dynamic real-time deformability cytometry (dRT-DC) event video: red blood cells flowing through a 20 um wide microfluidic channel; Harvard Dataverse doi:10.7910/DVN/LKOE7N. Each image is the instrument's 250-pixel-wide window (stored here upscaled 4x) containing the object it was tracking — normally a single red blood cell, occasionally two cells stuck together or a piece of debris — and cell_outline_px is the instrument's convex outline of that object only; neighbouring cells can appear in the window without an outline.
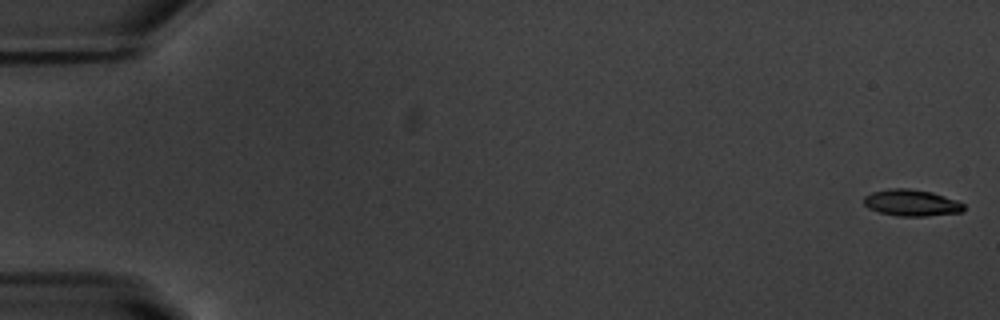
{"species": "common noctule bat (a hibernating species)", "species_latin": "Nyctalus noctula", "temperature_condition": "warm", "stored_images_in_passage": 54, "camera_frame_rate_fps": 3000, "um_per_image_px": 0.085, "animal": {"sex": "male", "body_mass_g": 20.1, "forearm_length_mm": 53.5}, "frame": {"image": 1, "passage_image": 1, "time_ms": 0.0, "image_size_px": [1000, 320], "cell_outline_px": [[964, 212], [924, 216], [896, 216], [880, 212], [868, 208], [864, 204], [864, 196], [872, 192], [888, 188], [908, 188], [932, 192], [956, 200], [964, 204]], "centroid_in_image_um": [77.47, 17.23], "position_along_channel_um": 7.5, "area_um2": 15.49}}
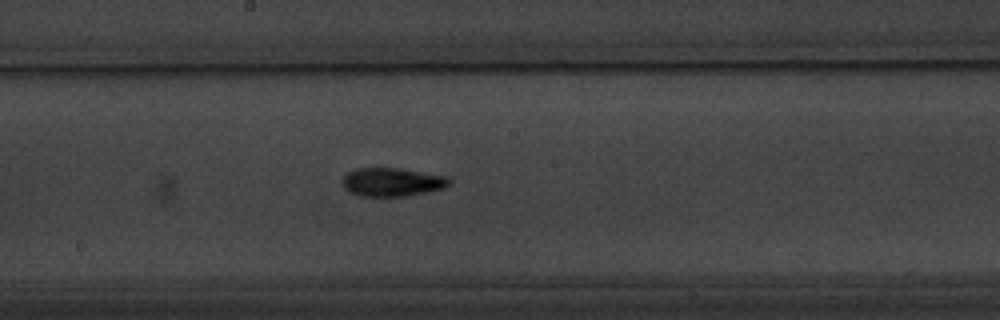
{"frame": {"image": 2, "passage_image": 30, "time_ms": 9.667, "image_size_px": [1000, 320], "cell_outline_px": [[452, 184], [444, 188], [428, 192], [404, 196], [360, 196], [348, 192], [344, 188], [344, 176], [348, 172], [356, 168], [400, 168], [448, 176], [452, 180]], "centroid_in_image_um": [33.38, 15.47], "position_along_channel_um": 214.8, "area_um2": 17.92}}
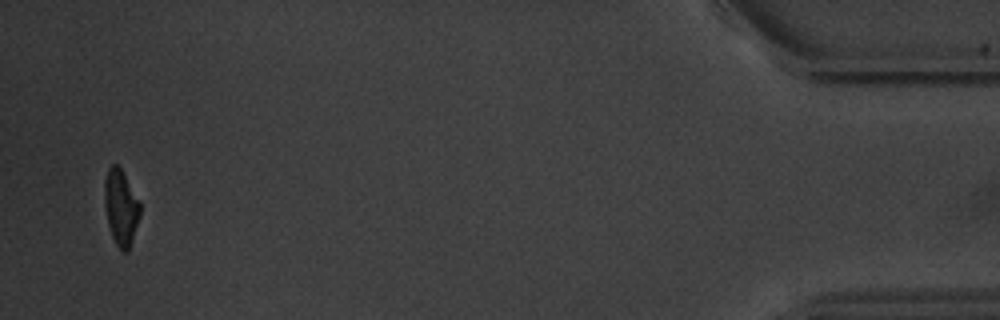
{"frame": {"image": 3, "passage_image": 53, "time_ms": 17.333, "image_size_px": [1000, 320], "cell_outline_px": [[140, 216], [128, 252], [124, 252], [116, 244], [112, 236], [108, 224], [104, 204], [104, 180], [108, 168], [112, 164], [116, 164], [120, 168], [140, 200]], "centroid_in_image_um": [10.27, 17.61], "position_along_channel_um": 424.9, "area_um2": 15.72}, "authors_computed_cell_mechanics": {"area_um2": 16.5886, "velocity_mm_per_s": 3.7765, "shape_relaxation_time_tau1_ms": 2.8775, "shape_relaxation_time_tau2_ms": 3.3927, "deformation_change_tau1": 0.1742, "deformation_change_tau2": 0.1054}}